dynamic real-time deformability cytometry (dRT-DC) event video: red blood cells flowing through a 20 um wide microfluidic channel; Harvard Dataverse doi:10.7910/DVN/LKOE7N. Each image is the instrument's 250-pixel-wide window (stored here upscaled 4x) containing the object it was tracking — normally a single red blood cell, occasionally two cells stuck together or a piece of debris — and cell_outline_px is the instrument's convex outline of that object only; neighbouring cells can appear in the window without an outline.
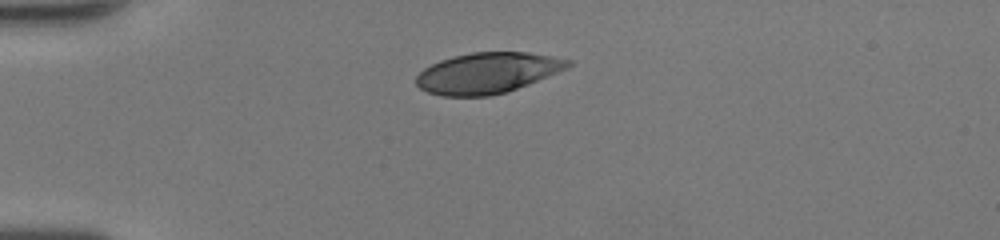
{"species": "human", "species_latin": "Homo sapiens", "temperature_condition": "room temperature", "stored_images_in_passage": 37, "camera_frame_rate_fps": 3000, "um_per_image_px": 0.085, "donor": {"sex": "female"}, "frame": {"image": 1, "passage_image": 1, "time_ms": 0.0, "image_size_px": [1000, 240], "cell_outline_px": [[572, 64], [568, 68], [508, 92], [488, 96], [440, 96], [428, 92], [420, 88], [416, 84], [416, 76], [424, 68], [440, 60], [452, 56], [472, 52], [528, 52], [572, 60]], "centroid_in_image_um": [41.42, 6.2], "position_along_channel_um": 43.6, "area_um2": 36.07}}
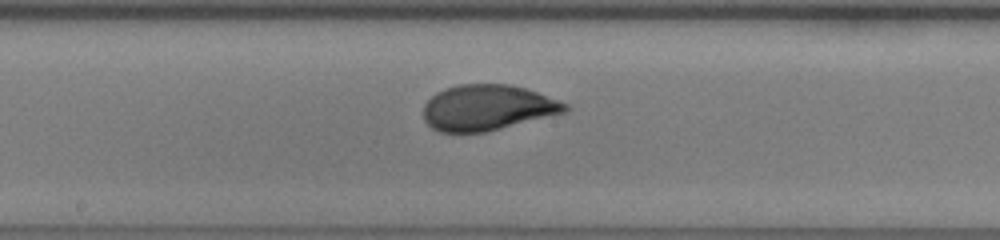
{"frame": {"image": 2, "passage_image": 15, "time_ms": 4.667, "image_size_px": [1000, 240], "cell_outline_px": [[572, 108], [568, 112], [484, 132], [440, 132], [432, 128], [424, 120], [424, 104], [436, 92], [444, 88], [460, 84], [508, 84], [524, 88], [536, 92], [568, 104]], "centroid_in_image_um": [41.44, 9.15], "position_along_channel_um": 206.8, "area_um2": 37.63}}
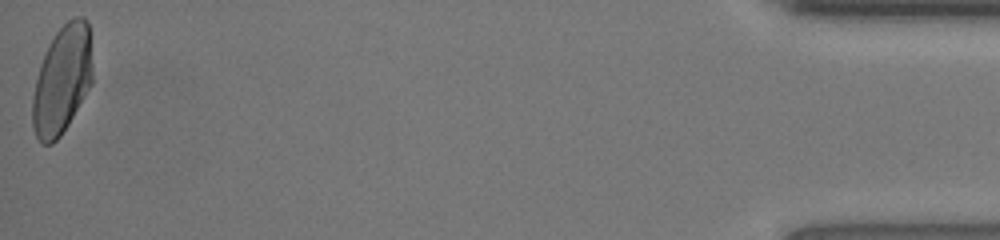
{"frame": {"image": 3, "passage_image": 37, "time_ms": 12.0, "image_size_px": [1000, 240], "cell_outline_px": [[92, 84], [68, 124], [60, 136], [52, 144], [40, 144], [36, 136], [32, 124], [32, 96], [40, 64], [48, 44], [56, 32], [68, 20], [76, 16], [80, 16], [88, 20], [92, 68]], "centroid_in_image_um": [5.27, 6.8], "position_along_channel_um": 429.9, "area_um2": 37.92}, "authors_computed_cell_mechanics": {"area_um2": 37.9168, "velocity_mm_per_s": 4.2665, "shape_relaxation_time_tau1_ms": 4.6954, "shape_relaxation_time_tau2_ms": null, "deformation_change_tau1": 0.2014, "deformation_change_tau2": null}}